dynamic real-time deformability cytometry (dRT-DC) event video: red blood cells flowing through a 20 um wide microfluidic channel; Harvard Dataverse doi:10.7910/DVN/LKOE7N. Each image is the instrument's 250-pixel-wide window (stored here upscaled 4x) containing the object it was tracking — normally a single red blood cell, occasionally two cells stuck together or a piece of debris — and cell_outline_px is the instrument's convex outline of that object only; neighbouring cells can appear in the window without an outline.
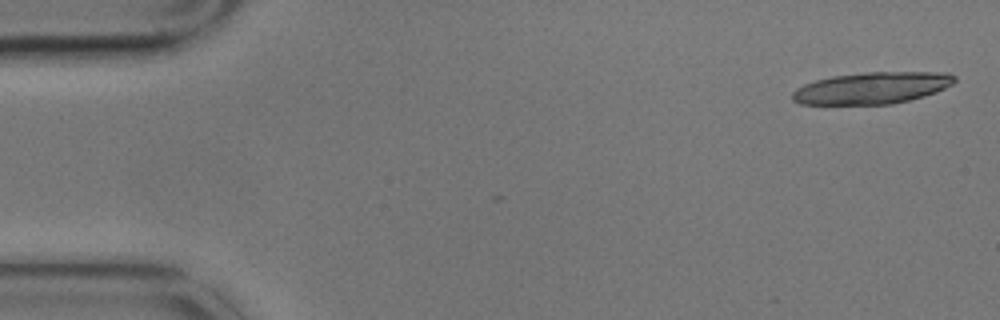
{"species": "common noctule bat (a hibernating species)", "species_latin": "Nyctalus noctula", "temperature_condition": "cold", "stored_images_in_passage": 7, "camera_frame_rate_fps": 3000, "um_per_image_px": 0.085, "animal": {"sex": "male", "body_mass_g": 17.9}, "frame": {"image": 1, "passage_image": 1, "time_ms": 0.0, "image_size_px": [1000, 320], "cell_outline_px": [[956, 80], [952, 84], [936, 92], [924, 96], [892, 104], [800, 104], [792, 100], [792, 92], [796, 88], [804, 84], [816, 80], [832, 76], [864, 72], [948, 72], [956, 76]], "centroid_in_image_um": [74.12, 7.47], "position_along_channel_um": 10.9, "area_um2": 30.06}}